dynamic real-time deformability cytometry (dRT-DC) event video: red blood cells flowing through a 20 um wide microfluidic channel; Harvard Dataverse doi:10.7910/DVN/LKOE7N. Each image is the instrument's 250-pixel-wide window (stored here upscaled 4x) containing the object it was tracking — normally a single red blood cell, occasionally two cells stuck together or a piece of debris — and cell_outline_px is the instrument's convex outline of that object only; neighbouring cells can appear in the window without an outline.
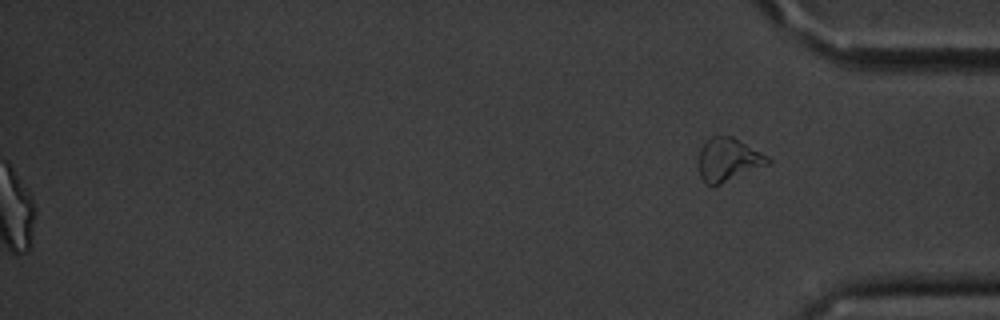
{"species": "common noctule bat (a hibernating species)", "species_latin": "Nyctalus noctula", "temperature_condition": "cold", "stored_images_in_passage": 55, "segment_of_instrument_passage": [2, 2], "camera_frame_rate_fps": 3000, "um_per_image_px": 0.085, "animal": {"sex": "male", "body_mass_g": 20.1, "forearm_length_mm": 53.5}, "frame": {"image": 1, "passage_image": 55, "time_ms": 18.0, "image_size_px": [1000, 320], "cell_outline_px": [[772, 160], [768, 164], [720, 184], [708, 184], [700, 176], [696, 164], [696, 160], [700, 148], [712, 136], [732, 136], [768, 156]], "centroid_in_image_um": [61.86, 13.56], "position_along_channel_um": 373.3, "area_um2": 17.34}}